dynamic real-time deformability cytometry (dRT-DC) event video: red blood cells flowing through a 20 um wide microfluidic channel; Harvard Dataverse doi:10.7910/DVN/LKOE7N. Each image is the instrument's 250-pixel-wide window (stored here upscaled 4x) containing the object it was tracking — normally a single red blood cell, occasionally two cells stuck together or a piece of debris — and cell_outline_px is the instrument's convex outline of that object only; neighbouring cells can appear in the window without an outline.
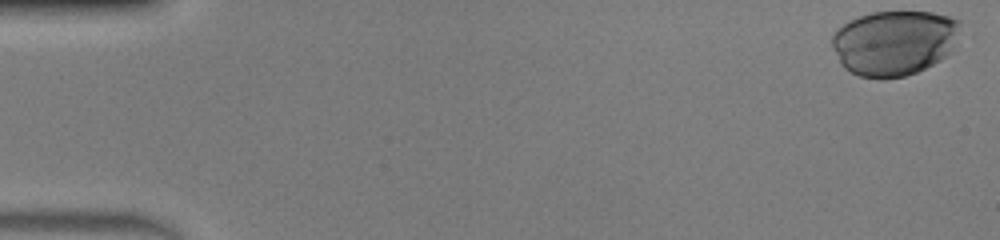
{"species": "human", "species_latin": "Homo sapiens", "temperature_condition": "warm", "stored_images_in_passage": 40, "camera_frame_rate_fps": 3000, "um_per_image_px": 0.085, "donor": {"sex": "male"}, "frame": {"image": 1, "passage_image": 1, "time_ms": 0.0, "image_size_px": [1000, 240], "cell_outline_px": [[964, 32], [952, 48], [940, 60], [916, 72], [904, 76], [884, 80], [860, 76], [844, 68], [840, 64], [832, 48], [832, 36], [848, 20], [872, 12], [932, 12], [948, 16], [960, 20]], "centroid_in_image_um": [76.04, 3.63], "position_along_channel_um": 9.0, "area_um2": 49.13}}
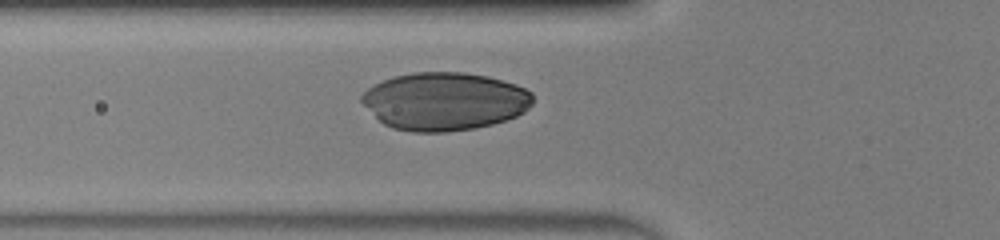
{"frame": {"image": 2, "passage_image": 18, "time_ms": 5.667, "image_size_px": [1000, 240], "cell_outline_px": [[532, 104], [524, 112], [516, 116], [492, 124], [476, 128], [444, 132], [412, 132], [392, 128], [384, 124], [360, 100], [360, 96], [372, 84], [392, 76], [412, 72], [464, 72], [488, 76], [516, 84], [532, 92]], "centroid_in_image_um": [37.78, 8.6], "position_along_channel_um": 88.0, "area_um2": 57.97}}
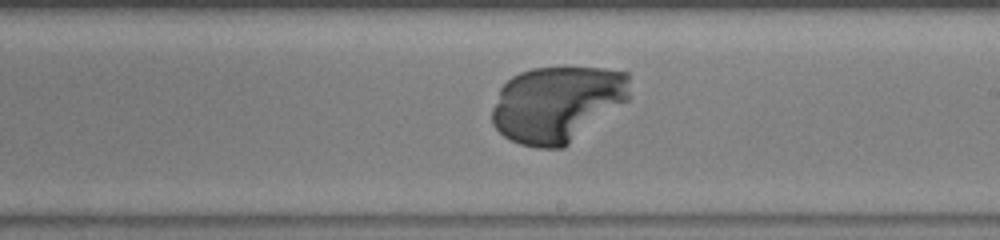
{"frame": {"image": 3, "passage_image": 29, "time_ms": 9.333, "image_size_px": [1000, 240], "cell_outline_px": [[628, 100], [564, 148], [536, 148], [520, 144], [504, 136], [492, 124], [492, 108], [500, 88], [512, 76], [520, 72], [532, 68], [604, 68], [628, 72]], "centroid_in_image_um": [47.34, 8.84], "position_along_channel_um": 241.7, "area_um2": 60.98}}